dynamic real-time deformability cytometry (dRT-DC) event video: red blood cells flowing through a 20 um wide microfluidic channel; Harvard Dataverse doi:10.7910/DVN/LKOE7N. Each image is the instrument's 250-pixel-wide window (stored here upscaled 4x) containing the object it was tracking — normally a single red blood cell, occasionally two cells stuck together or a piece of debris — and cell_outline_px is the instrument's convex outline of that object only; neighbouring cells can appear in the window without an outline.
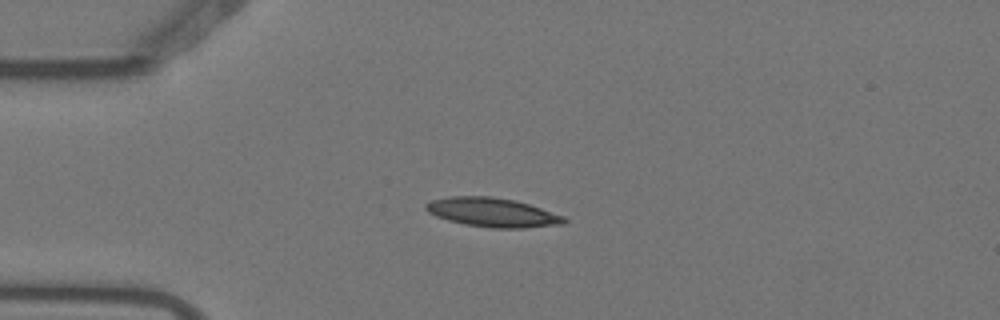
{"species": "Egyptian fruit bat (a non-hibernating species)", "species_latin": "Rousettus aegyptiacus", "temperature_condition": "warm", "stored_images_in_passage": 3, "camera_frame_rate_fps": 3000, "um_per_image_px": 0.085, "animal": {"sex": "female"}, "frame": {"image": 1, "passage_image": 3, "time_ms": 0.667, "image_size_px": [1000, 320], "cell_outline_px": [[568, 220], [564, 224], [524, 228], [492, 228], [464, 224], [448, 220], [436, 216], [428, 212], [424, 208], [424, 204], [432, 200], [448, 196], [492, 196], [516, 200], [564, 216]], "centroid_in_image_um": [41.84, 18.05], "position_along_channel_um": 43.2, "area_um2": 23.52}}